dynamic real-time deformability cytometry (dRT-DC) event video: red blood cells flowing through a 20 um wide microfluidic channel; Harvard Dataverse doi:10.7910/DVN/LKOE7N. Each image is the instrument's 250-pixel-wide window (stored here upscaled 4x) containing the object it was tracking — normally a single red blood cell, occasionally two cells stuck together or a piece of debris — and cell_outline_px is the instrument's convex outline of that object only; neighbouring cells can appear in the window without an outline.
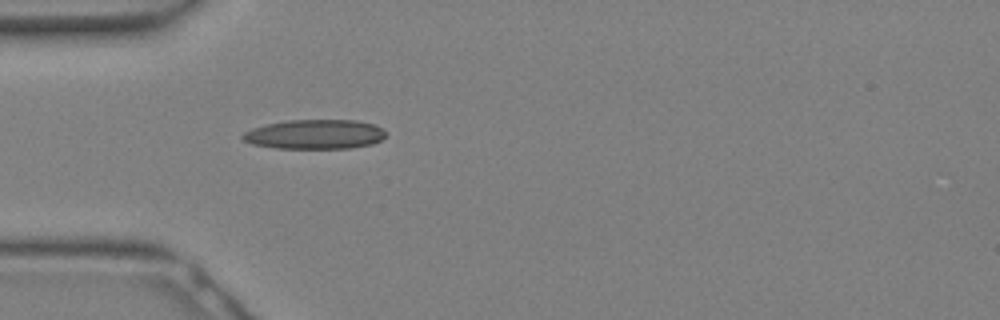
{"species": "Egyptian fruit bat (a non-hibernating species)", "species_latin": "Rousettus aegyptiacus", "temperature_condition": "warm", "stored_images_in_passage": 3, "camera_frame_rate_fps": 3000, "um_per_image_px": 0.085, "animal": {"sex": "female"}, "frame": {"image": 1, "passage_image": 1, "time_ms": 0.0, "image_size_px": [1000, 320], "cell_outline_px": [[388, 132], [380, 140], [372, 144], [352, 148], [276, 148], [252, 144], [244, 140], [240, 136], [244, 132], [252, 128], [264, 124], [288, 120], [356, 120], [376, 124], [384, 128]], "centroid_in_image_um": [26.79, 11.41], "position_along_channel_um": 58.2, "area_um2": 24.85}}
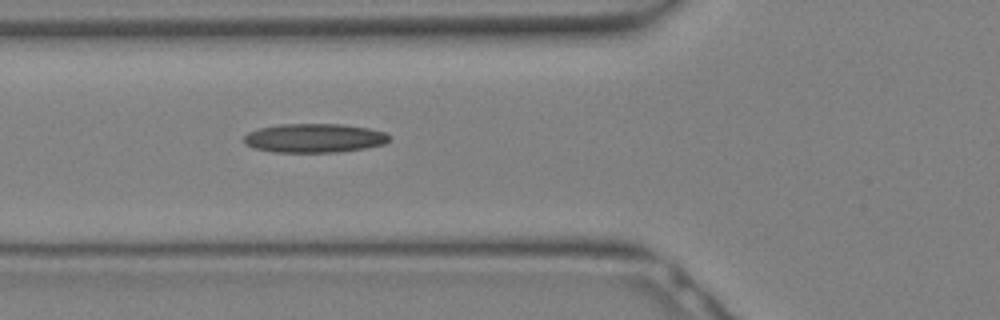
{"frame": {"image": 2, "passage_image": 3, "time_ms": 0.667, "image_size_px": [1000, 320], "cell_outline_px": [[392, 140], [384, 144], [364, 148], [340, 152], [272, 152], [252, 148], [244, 144], [244, 136], [248, 132], [260, 128], [280, 124], [344, 124], [368, 128], [384, 132]], "centroid_in_image_um": [26.7, 11.74], "position_along_channel_um": 99.1, "area_um2": 24.68}}